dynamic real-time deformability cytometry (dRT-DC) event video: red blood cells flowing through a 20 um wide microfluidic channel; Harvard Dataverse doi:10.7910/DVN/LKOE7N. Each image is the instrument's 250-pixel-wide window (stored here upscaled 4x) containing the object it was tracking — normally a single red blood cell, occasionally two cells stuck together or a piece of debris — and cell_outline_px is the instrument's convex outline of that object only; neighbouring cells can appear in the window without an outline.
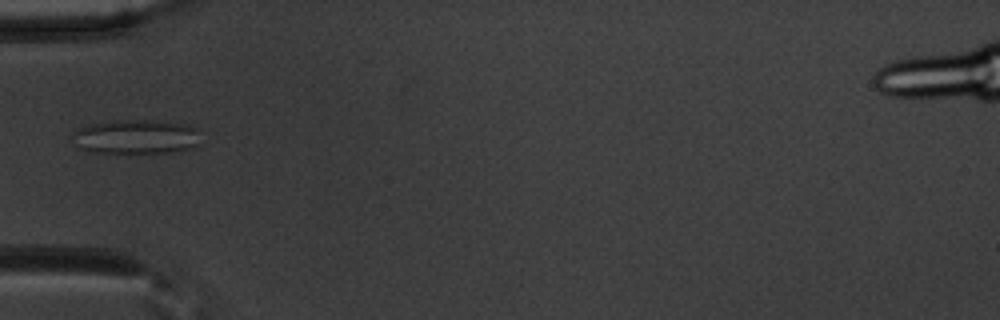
{"species": "common noctule bat (a hibernating species)", "species_latin": "Nyctalus noctula", "temperature_condition": "warm", "stored_images_in_passage": 30, "camera_frame_rate_fps": 3000, "um_per_image_px": 0.085, "animal": {"sex": "male", "body_mass_g": 20.1, "forearm_length_mm": 53.5}, "frame": {"image": 1, "passage_image": 1, "time_ms": 0.0, "image_size_px": [1000, 320], "cell_outline_px": [[200, 128], [196, 144], [188, 148], [168, 152], [88, 152], [80, 148], [72, 132], [88, 124], [112, 120], [156, 120], [180, 124]], "centroid_in_image_um": [11.54, 11.6], "position_along_channel_um": 73.5, "area_um2": 25.2}}
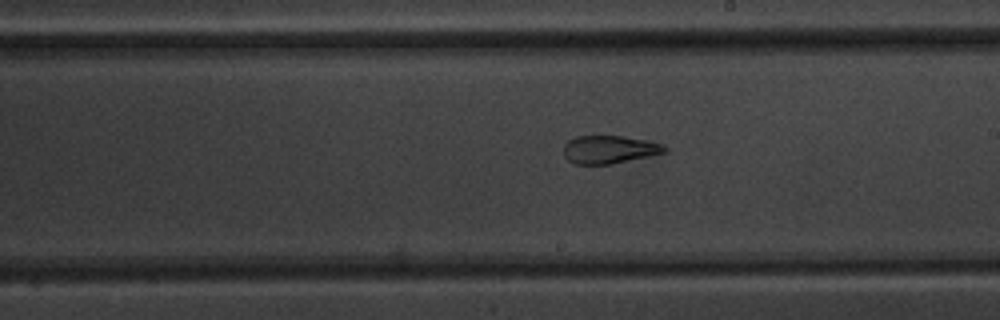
{"frame": {"image": 2, "passage_image": 14, "time_ms": 4.333, "image_size_px": [1000, 320], "cell_outline_px": [[668, 152], [612, 164], [576, 164], [568, 160], [564, 156], [564, 144], [568, 140], [576, 136], [624, 136], [644, 140], [660, 144], [668, 148]], "centroid_in_image_um": [51.78, 12.71], "position_along_channel_um": 237.2, "area_um2": 16.47}}
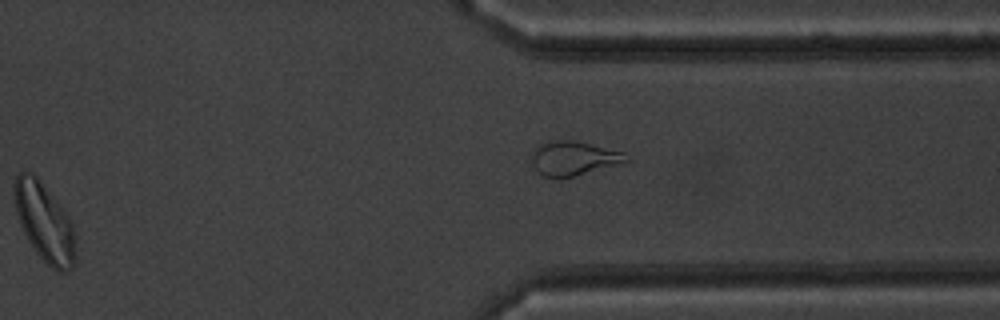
{"frame": {"image": 3, "passage_image": 24, "time_ms": 7.667, "image_size_px": [1000, 320], "cell_outline_px": [[76, 264], [72, 268], [64, 272], [56, 272], [36, 252], [24, 232], [20, 224], [16, 212], [12, 196], [12, 184], [16, 176], [20, 172], [28, 172], [36, 176], [60, 204], [76, 228]], "centroid_in_image_um": [3.8, 18.91], "position_along_channel_um": 407.6, "area_um2": 28.5}, "authors_computed_cell_mechanics": {"area_um2": 17.918, "velocity_mm_per_s": 3.77, "shape_relaxation_time_tau1_ms": null, "shape_relaxation_time_tau2_ms": 1.6074, "deformation_change_tau1": null, "deformation_change_tau2": 0.0906}}